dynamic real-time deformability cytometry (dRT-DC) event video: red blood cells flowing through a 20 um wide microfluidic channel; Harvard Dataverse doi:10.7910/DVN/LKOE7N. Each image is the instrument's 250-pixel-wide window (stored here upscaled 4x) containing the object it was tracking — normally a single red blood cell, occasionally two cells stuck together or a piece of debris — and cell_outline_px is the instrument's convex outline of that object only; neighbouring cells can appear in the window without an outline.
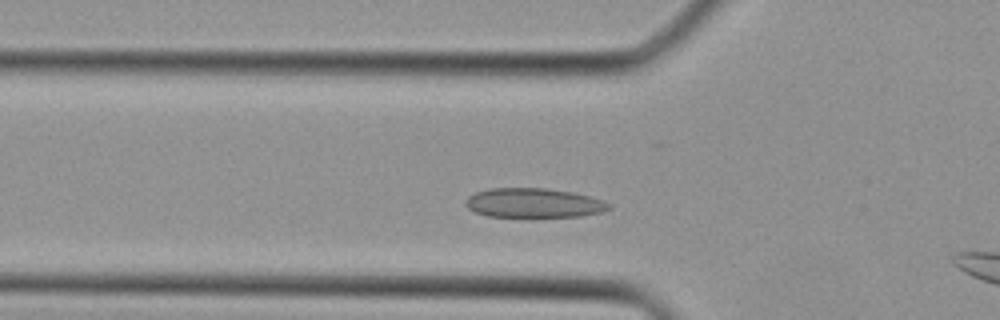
{"species": "Egyptian fruit bat (a non-hibernating species)", "species_latin": "Rousettus aegyptiacus", "temperature_condition": "cold", "stored_images_in_passage": 8, "camera_frame_rate_fps": 3000, "um_per_image_px": 0.085, "animal": {"sex": "female"}, "frame": {"image": 1, "passage_image": 6, "time_ms": 1.667, "image_size_px": [1000, 320], "cell_outline_px": [[612, 208], [600, 212], [580, 216], [488, 216], [476, 212], [468, 208], [464, 204], [464, 200], [468, 196], [476, 192], [488, 188], [544, 188], [572, 192], [604, 200], [612, 204]], "centroid_in_image_um": [45.35, 17.24], "position_along_channel_um": 80.4, "area_um2": 24.45}}